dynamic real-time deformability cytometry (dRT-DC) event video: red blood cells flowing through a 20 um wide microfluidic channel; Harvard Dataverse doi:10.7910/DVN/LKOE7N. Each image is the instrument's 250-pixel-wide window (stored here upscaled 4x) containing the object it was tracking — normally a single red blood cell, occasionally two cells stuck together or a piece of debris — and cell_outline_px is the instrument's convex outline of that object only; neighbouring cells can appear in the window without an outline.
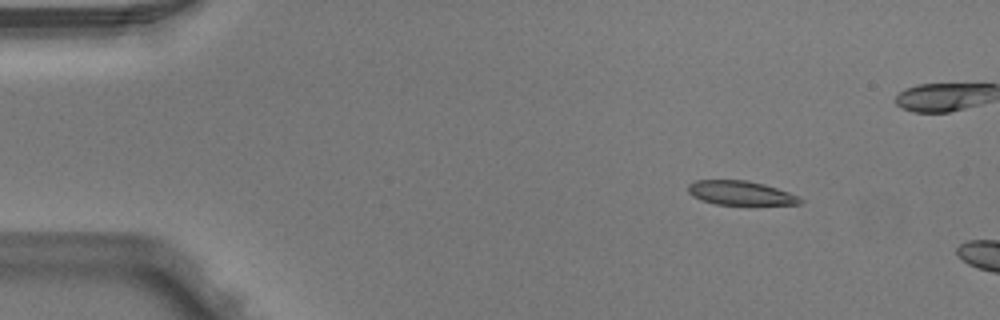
{"species": "Egyptian fruit bat (a non-hibernating species)", "species_latin": "Rousettus aegyptiacus", "temperature_condition": "warm", "stored_images_in_passage": 6, "segment_of_instrument_passage": [2, 2], "camera_frame_rate_fps": 3000, "um_per_image_px": 0.085, "animal": {"sex": "male"}, "frame": {"image": 1, "passage_image": 6, "time_ms": 1.667, "image_size_px": [1000, 320], "cell_outline_px": [[804, 200], [800, 204], [716, 204], [700, 200], [692, 196], [688, 192], [688, 184], [696, 180], [748, 180], [764, 184], [800, 196]], "centroid_in_image_um": [62.93, 16.39], "position_along_channel_um": 22.1, "area_um2": 15.72}}